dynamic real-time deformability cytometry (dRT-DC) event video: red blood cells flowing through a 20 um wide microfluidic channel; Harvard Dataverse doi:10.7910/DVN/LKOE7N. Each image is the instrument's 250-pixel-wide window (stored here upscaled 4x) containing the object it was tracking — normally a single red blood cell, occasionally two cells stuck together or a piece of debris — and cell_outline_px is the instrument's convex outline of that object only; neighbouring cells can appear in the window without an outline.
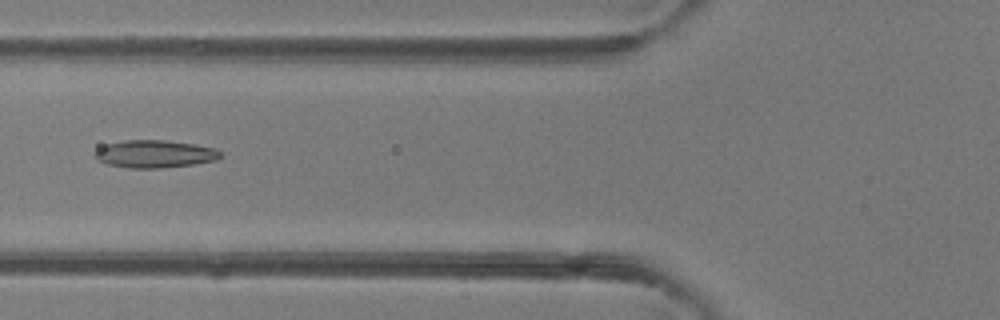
{"species": "common noctule bat (a hibernating species)", "species_latin": "Nyctalus noctula", "temperature_condition": "room temperature", "stored_images_in_passage": 5, "camera_frame_rate_fps": 3000, "um_per_image_px": 0.085, "animal": {"sex": "female"}, "frame": {"image": 1, "passage_image": 5, "time_ms": 4.333, "image_size_px": [1000, 320], "cell_outline_px": [[220, 156], [216, 160], [192, 164], [160, 168], [128, 168], [108, 164], [96, 160], [92, 156], [92, 152], [108, 144], [124, 140], [168, 140], [196, 144], [216, 148], [220, 152]], "centroid_in_image_um": [13.12, 13.08], "position_along_channel_um": 112.7, "area_um2": 20.29}}